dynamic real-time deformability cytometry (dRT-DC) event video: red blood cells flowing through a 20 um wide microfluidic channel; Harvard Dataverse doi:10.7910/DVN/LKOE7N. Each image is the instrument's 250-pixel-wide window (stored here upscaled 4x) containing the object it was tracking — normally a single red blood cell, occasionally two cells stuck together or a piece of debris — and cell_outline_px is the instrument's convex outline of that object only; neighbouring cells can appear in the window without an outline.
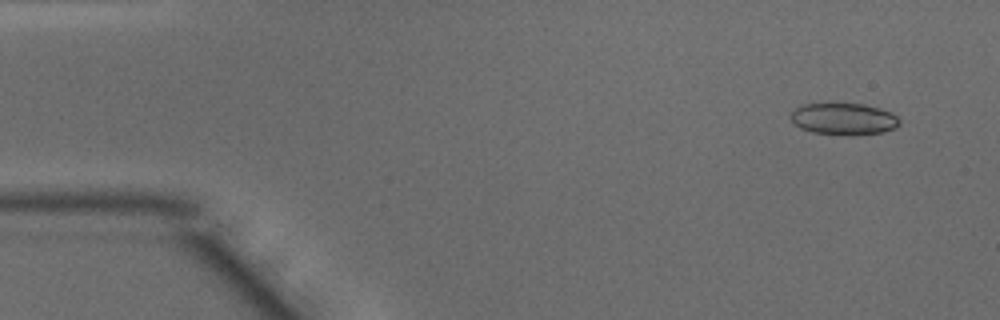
{"species": "common noctule bat (a hibernating species)", "species_latin": "Nyctalus noctula", "temperature_condition": "warm", "stored_images_in_passage": 48, "camera_frame_rate_fps": 3000, "um_per_image_px": 0.085, "animal": {"sex": "male", "body_mass_g": 15.6}, "frame": {"image": 1, "passage_image": 3, "time_ms": 0.667, "image_size_px": [1000, 320], "cell_outline_px": [[900, 124], [896, 128], [880, 132], [852, 136], [848, 136], [812, 132], [800, 128], [788, 116], [788, 112], [804, 104], [864, 104], [880, 108], [892, 112], [900, 120]], "centroid_in_image_um": [71.71, 10.12], "position_along_channel_um": 13.3, "area_um2": 20.35}}
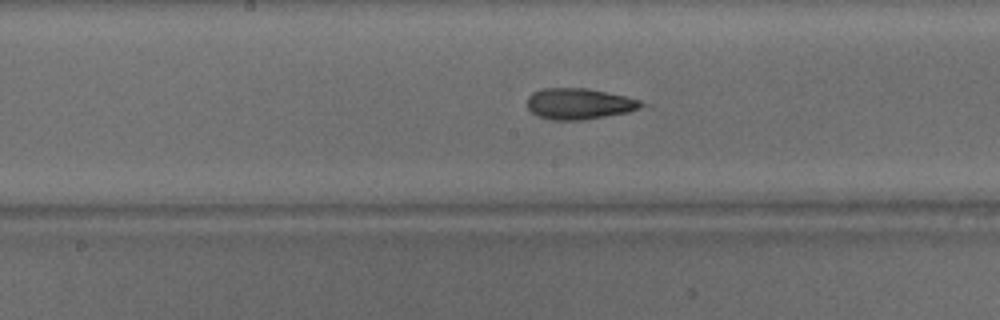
{"frame": {"image": 2, "passage_image": 24, "time_ms": 7.667, "image_size_px": [1000, 320], "cell_outline_px": [[652, 104], [628, 112], [580, 120], [552, 120], [536, 116], [528, 108], [528, 96], [532, 92], [540, 88], [584, 88], [624, 96], [640, 100]], "centroid_in_image_um": [49.23, 8.82], "position_along_channel_um": 199.0, "area_um2": 20.69}}
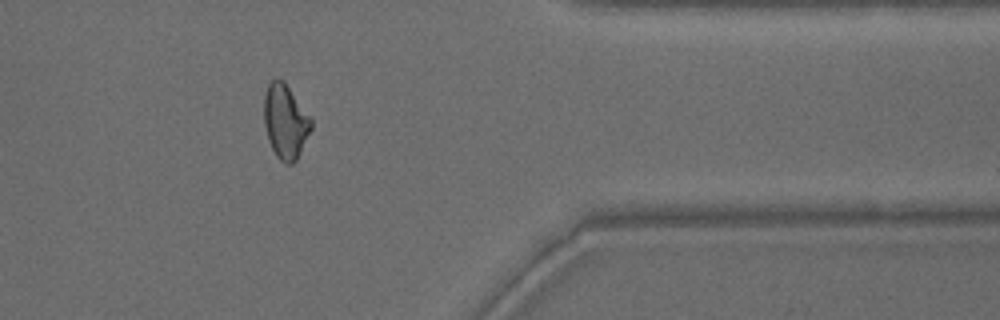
{"frame": {"image": 3, "passage_image": 39, "time_ms": 12.667, "image_size_px": [1000, 320], "cell_outline_px": [[312, 128], [296, 160], [292, 164], [284, 164], [276, 156], [268, 140], [264, 124], [264, 96], [268, 84], [276, 76], [284, 80], [312, 120]], "centroid_in_image_um": [24.24, 10.31], "position_along_channel_um": 387.2, "area_um2": 20.46}, "authors_computed_cell_mechanics": {"area_um2": 20.6924, "velocity_mm_per_s": 4.1555, "shape_relaxation_time_tau1_ms": null, "shape_relaxation_time_tau2_ms": 1.9596, "deformation_change_tau1": null, "deformation_change_tau2": 0.1109}}